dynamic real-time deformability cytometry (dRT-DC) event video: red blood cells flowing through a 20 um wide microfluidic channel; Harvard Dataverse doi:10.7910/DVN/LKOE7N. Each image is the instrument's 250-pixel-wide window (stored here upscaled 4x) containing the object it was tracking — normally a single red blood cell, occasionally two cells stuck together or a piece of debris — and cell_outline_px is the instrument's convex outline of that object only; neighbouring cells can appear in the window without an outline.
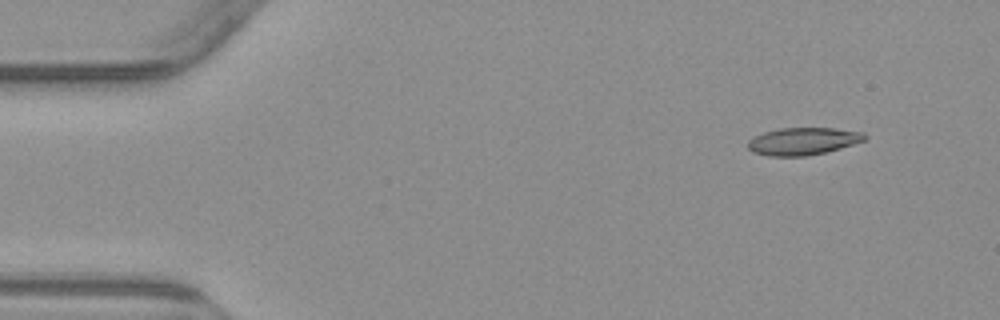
{"species": "common noctule bat (a hibernating species)", "species_latin": "Nyctalus noctula", "temperature_condition": "warm", "stored_images_in_passage": 5, "camera_frame_rate_fps": 3000, "um_per_image_px": 0.085, "animal": {"sex": "male", "body_mass_g": 23.1, "forearm_length_mm": 52.7}, "frame": {"image": 1, "passage_image": 2, "time_ms": 1.333, "image_size_px": [1000, 320], "cell_outline_px": [[868, 136], [864, 140], [840, 148], [808, 156], [768, 156], [752, 152], [748, 148], [748, 140], [752, 136], [764, 132], [780, 128], [836, 128], [864, 132]], "centroid_in_image_um": [68.23, 12.0], "position_along_channel_um": 16.8, "area_um2": 18.73}}
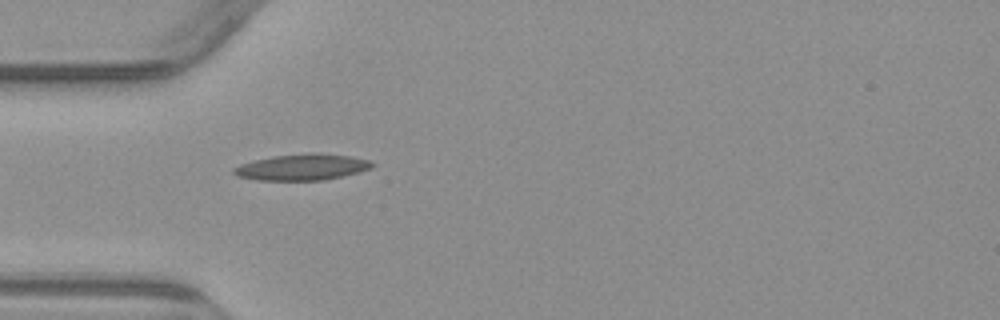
{"frame": {"image": 2, "passage_image": 5, "time_ms": 5.0, "image_size_px": [1000, 320], "cell_outline_px": [[376, 164], [372, 168], [324, 180], [256, 180], [236, 176], [232, 172], [232, 168], [240, 164], [272, 156], [308, 152], [316, 152], [348, 156], [368, 160]], "centroid_in_image_um": [25.64, 14.2], "position_along_channel_um": 59.4, "area_um2": 21.1}}